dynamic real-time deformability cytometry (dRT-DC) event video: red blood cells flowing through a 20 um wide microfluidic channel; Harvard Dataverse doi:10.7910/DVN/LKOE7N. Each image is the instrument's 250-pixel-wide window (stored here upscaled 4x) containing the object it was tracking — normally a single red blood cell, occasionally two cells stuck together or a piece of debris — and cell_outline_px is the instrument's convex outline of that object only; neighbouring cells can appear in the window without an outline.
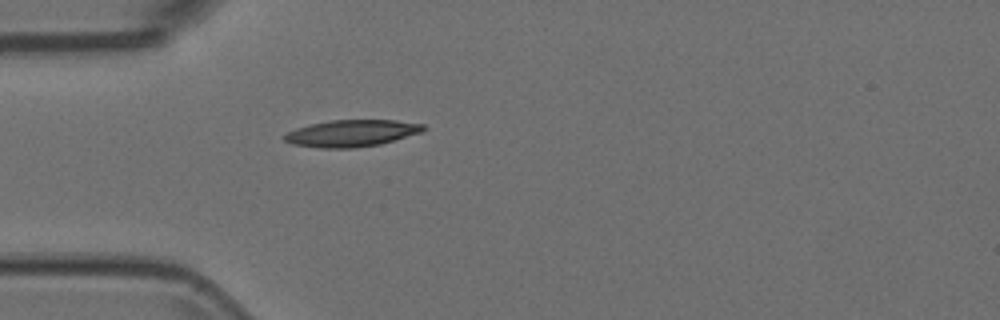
{"species": "Egyptian fruit bat (a non-hibernating species)", "species_latin": "Rousettus aegyptiacus", "temperature_condition": "room temperature", "stored_images_in_passage": 39, "camera_frame_rate_fps": 3000, "um_per_image_px": 0.085, "animal": {"sex": "female"}, "frame": {"image": 1, "passage_image": 1, "time_ms": 0.0, "image_size_px": [1000, 320], "cell_outline_px": [[428, 128], [424, 132], [380, 144], [356, 148], [320, 148], [292, 144], [284, 140], [280, 136], [296, 128], [308, 124], [332, 120], [396, 120], [424, 124]], "centroid_in_image_um": [29.9, 11.32], "position_along_channel_um": 55.1, "area_um2": 22.02}}
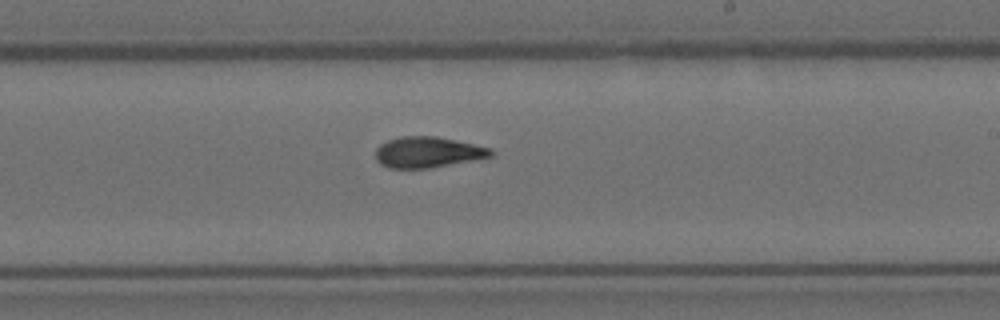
{"frame": {"image": 2, "passage_image": 17, "time_ms": 5.333, "image_size_px": [1000, 320], "cell_outline_px": [[492, 156], [428, 168], [388, 168], [380, 164], [376, 160], [376, 148], [380, 144], [388, 140], [400, 136], [436, 136], [456, 140], [492, 148]], "centroid_in_image_um": [36.32, 12.93], "position_along_channel_um": 252.7, "area_um2": 20.58}}
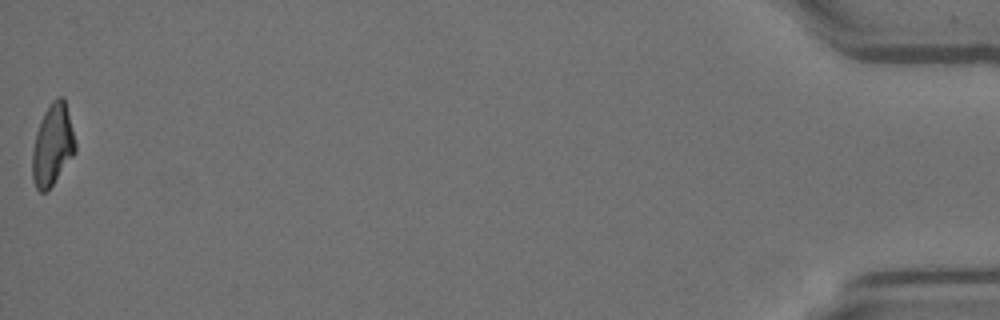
{"frame": {"image": 3, "passage_image": 39, "time_ms": 12.667, "image_size_px": [1000, 320], "cell_outline_px": [[76, 152], [52, 184], [44, 192], [40, 192], [36, 188], [32, 176], [32, 152], [36, 132], [40, 120], [44, 112], [52, 100], [56, 96], [64, 96], [76, 144]], "centroid_in_image_um": [4.46, 12.28], "position_along_channel_um": 430.7, "area_um2": 20.29}}